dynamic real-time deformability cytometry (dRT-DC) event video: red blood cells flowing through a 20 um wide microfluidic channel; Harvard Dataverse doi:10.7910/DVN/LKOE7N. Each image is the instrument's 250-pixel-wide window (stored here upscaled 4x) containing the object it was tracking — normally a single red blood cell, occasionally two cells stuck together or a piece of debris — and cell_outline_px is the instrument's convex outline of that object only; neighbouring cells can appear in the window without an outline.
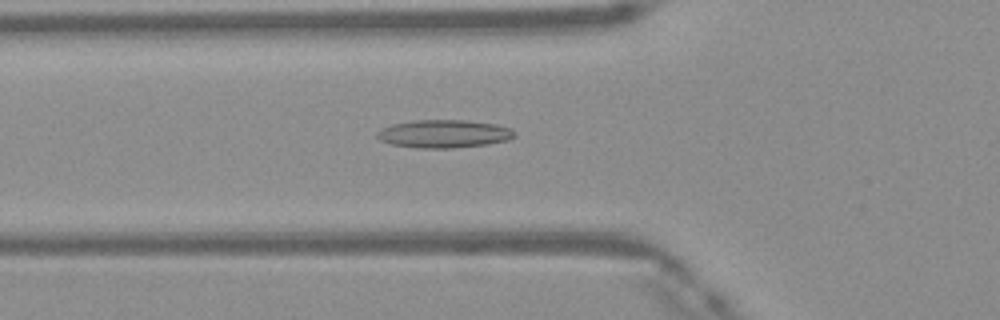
{"species": "Egyptian fruit bat (a non-hibernating species)", "species_latin": "Rousettus aegyptiacus", "temperature_condition": "warm", "stored_images_in_passage": 46, "camera_frame_rate_fps": 3000, "um_per_image_px": 0.085, "frame": {"image": 1, "passage_image": 17, "time_ms": 5.333, "image_size_px": [1000, 320], "cell_outline_px": [[516, 136], [508, 140], [488, 144], [456, 148], [416, 148], [392, 144], [380, 140], [376, 136], [376, 132], [392, 124], [412, 120], [464, 120], [496, 124], [512, 128], [516, 132]], "centroid_in_image_um": [37.77, 11.37], "position_along_channel_um": 88.0, "area_um2": 22.6}}
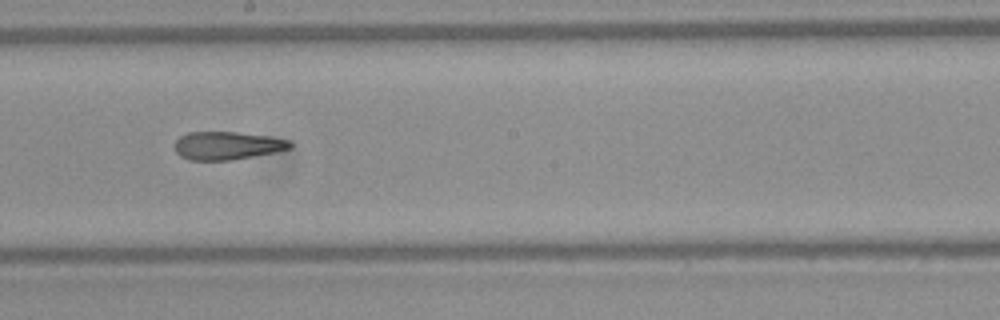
{"frame": {"image": 2, "passage_image": 27, "time_ms": 8.667, "image_size_px": [1000, 320], "cell_outline_px": [[292, 148], [232, 160], [188, 160], [180, 156], [176, 152], [176, 140], [180, 136], [188, 132], [236, 132], [268, 136], [288, 140], [292, 144]], "centroid_in_image_um": [19.28, 12.37], "position_along_channel_um": 228.9, "area_um2": 18.67}}
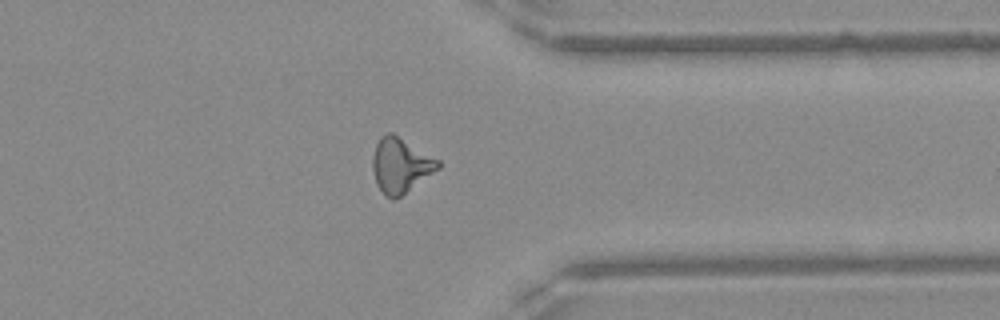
{"frame": {"image": 3, "passage_image": 38, "time_ms": 12.333, "image_size_px": [1000, 320], "cell_outline_px": [[440, 168], [400, 196], [392, 200], [380, 188], [376, 180], [372, 168], [372, 156], [376, 144], [380, 136], [388, 132], [392, 132], [440, 160]], "centroid_in_image_um": [34.05, 14.01], "position_along_channel_um": 377.3, "area_um2": 20.63}, "authors_computed_cell_mechanics": {"area_um2": 20.23, "velocity_mm_per_s": 4.1962, "shape_relaxation_time_tau1_ms": null, "shape_relaxation_time_tau2_ms": 3.9256, "deformation_change_tau1": null, "deformation_change_tau2": 0.1641}}